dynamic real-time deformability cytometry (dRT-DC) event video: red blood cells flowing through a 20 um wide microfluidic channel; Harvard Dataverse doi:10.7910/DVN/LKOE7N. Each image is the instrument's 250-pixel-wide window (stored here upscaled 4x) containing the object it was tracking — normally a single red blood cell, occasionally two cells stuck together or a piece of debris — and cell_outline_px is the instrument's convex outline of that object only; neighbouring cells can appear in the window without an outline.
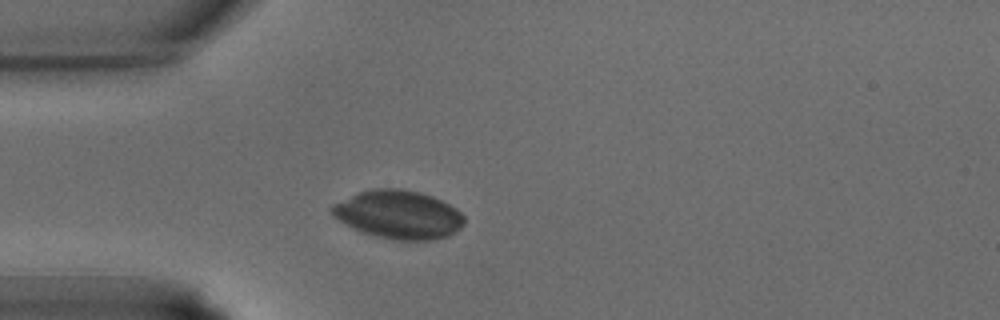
{"species": "common noctule bat (a hibernating species)", "species_latin": "Nyctalus noctula", "temperature_condition": "warm", "stored_images_in_passage": 32, "camera_frame_rate_fps": 3000, "um_per_image_px": 0.085, "animal": {"sex": "male", "body_mass_g": 15.6}, "frame": {"image": 1, "passage_image": 7, "time_ms": 2.0, "image_size_px": [1000, 320], "cell_outline_px": [[464, 224], [460, 228], [448, 236], [432, 240], [396, 240], [376, 236], [364, 232], [344, 224], [332, 216], [328, 208], [332, 204], [360, 192], [372, 188], [400, 188], [420, 192], [432, 196], [456, 208], [464, 216]], "centroid_in_image_um": [33.85, 18.23], "position_along_channel_um": 51.1, "area_um2": 37.34}}
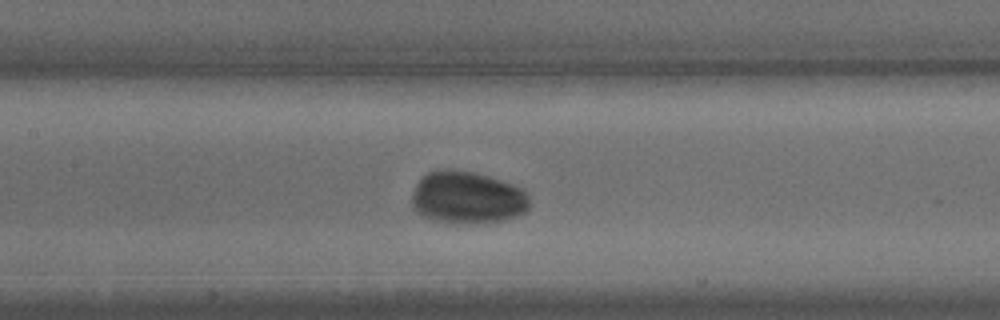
{"frame": {"image": 2, "passage_image": 14, "time_ms": 4.333, "image_size_px": [1000, 320], "cell_outline_px": [[532, 204], [524, 212], [516, 216], [504, 220], [488, 224], [448, 224], [432, 220], [420, 216], [412, 208], [412, 196], [416, 184], [428, 172], [472, 172], [488, 176], [512, 184], [528, 192]], "centroid_in_image_um": [39.75, 16.88], "position_along_channel_um": 167.6, "area_um2": 36.13}}
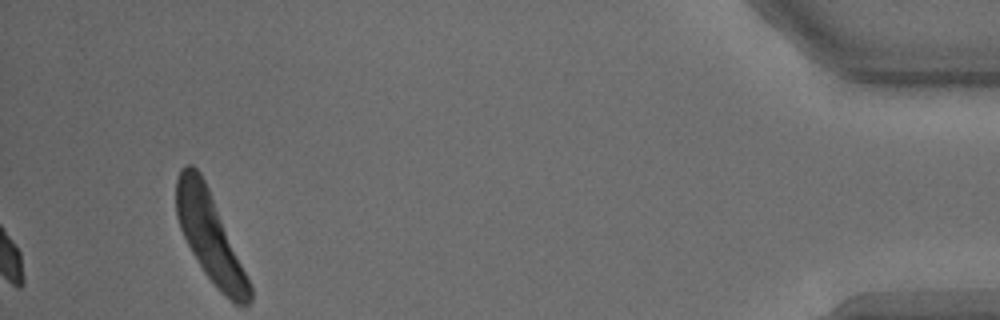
{"frame": {"image": 3, "passage_image": 32, "time_ms": 10.333, "image_size_px": [1000, 320], "cell_outline_px": [[252, 300], [248, 304], [236, 304], [220, 292], [204, 272], [192, 252], [180, 228], [176, 216], [176, 180], [180, 168], [184, 164], [192, 164], [200, 172], [208, 188], [252, 288]], "centroid_in_image_um": [17.81, 20.09], "position_along_channel_um": 417.4, "area_um2": 36.99}}